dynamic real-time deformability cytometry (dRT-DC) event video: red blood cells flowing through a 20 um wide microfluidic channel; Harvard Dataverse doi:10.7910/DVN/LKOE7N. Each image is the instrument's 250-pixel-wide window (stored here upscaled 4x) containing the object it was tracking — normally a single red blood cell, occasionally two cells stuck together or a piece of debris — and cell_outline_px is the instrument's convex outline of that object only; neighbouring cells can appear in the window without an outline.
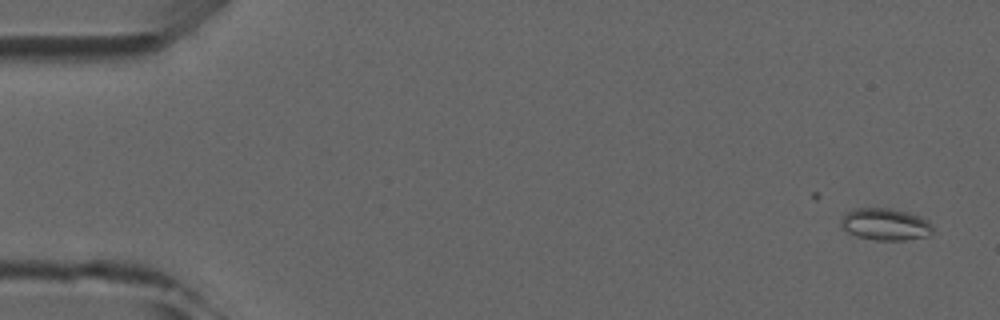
{"species": "common noctule bat (a hibernating species)", "species_latin": "Nyctalus noctula", "temperature_condition": "room temperature", "stored_images_in_passage": 7, "camera_frame_rate_fps": 3000, "um_per_image_px": 0.085, "animal": {"sex": "male", "forearm_length_mm": 52.5}, "frame": {"image": 1, "passage_image": 2, "time_ms": 1.333, "image_size_px": [1000, 320], "cell_outline_px": [[932, 232], [928, 236], [904, 240], [876, 240], [856, 236], [848, 232], [840, 224], [844, 216], [852, 208], [888, 208], [908, 212], [920, 216], [928, 220], [932, 228]], "centroid_in_image_um": [75.27, 19.06], "position_along_channel_um": 9.7, "area_um2": 16.99}}
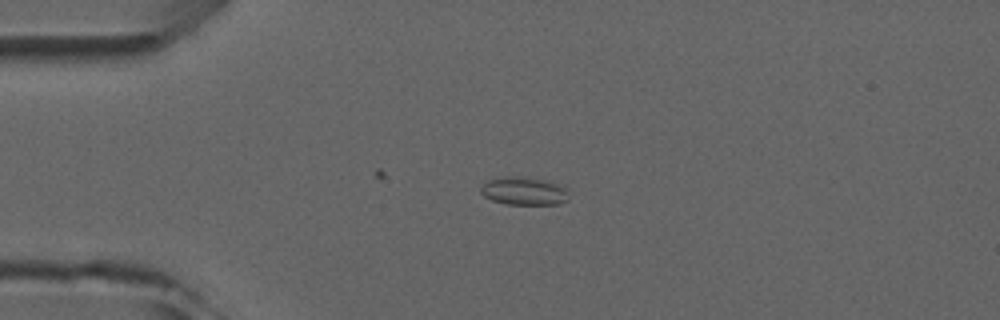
{"frame": {"image": 2, "passage_image": 5, "time_ms": 4.667, "image_size_px": [1000, 320], "cell_outline_px": [[568, 200], [560, 204], [508, 204], [492, 200], [484, 196], [480, 192], [480, 188], [488, 180], [508, 176], [516, 176], [564, 184], [568, 192]], "centroid_in_image_um": [44.57, 16.24], "position_along_channel_um": 40.4, "area_um2": 14.33}}
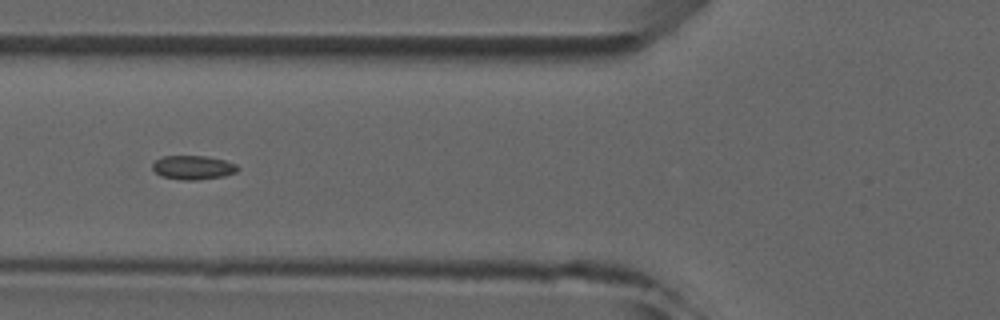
{"frame": {"image": 3, "passage_image": 7, "time_ms": 7.0, "image_size_px": [1000, 320], "cell_outline_px": [[240, 168], [236, 172], [224, 176], [196, 180], [180, 180], [160, 176], [152, 168], [152, 164], [156, 160], [164, 156], [208, 156], [224, 160], [236, 164]], "centroid_in_image_um": [16.42, 14.24], "position_along_channel_um": 109.4, "area_um2": 11.96}}